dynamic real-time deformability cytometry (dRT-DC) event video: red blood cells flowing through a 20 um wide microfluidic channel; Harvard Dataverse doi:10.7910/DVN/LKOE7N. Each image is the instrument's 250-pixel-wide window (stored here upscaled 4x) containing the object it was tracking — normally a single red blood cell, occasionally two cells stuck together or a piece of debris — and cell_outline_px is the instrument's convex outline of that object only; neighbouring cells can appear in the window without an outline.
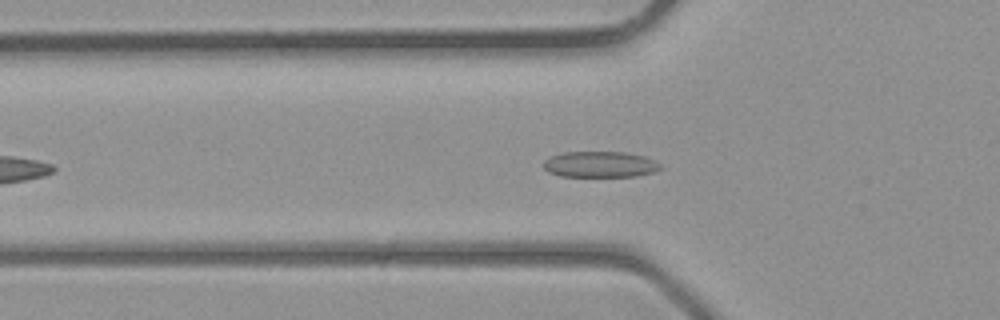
{"species": "common noctule bat (a hibernating species)", "species_latin": "Nyctalus noctula", "temperature_condition": "room temperature", "stored_images_in_passage": 35, "camera_frame_rate_fps": 3000, "um_per_image_px": 0.085, "animal": {"sex": "male", "body_mass_g": 23.1, "forearm_length_mm": 52.7}, "frame": {"image": 1, "passage_image": 8, "time_ms": 2.333, "image_size_px": [1000, 320], "cell_outline_px": [[664, 168], [652, 172], [636, 176], [560, 176], [548, 172], [544, 168], [544, 160], [552, 156], [564, 152], [624, 152], [644, 156], [656, 160]], "centroid_in_image_um": [51.03, 13.97], "position_along_channel_um": 74.8, "area_um2": 17.69}}
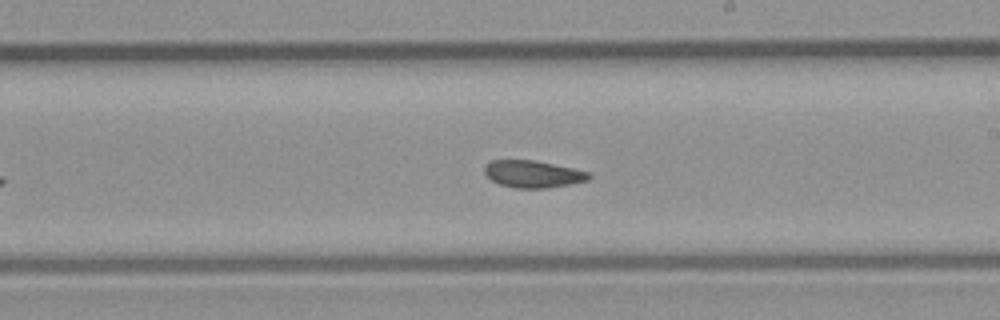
{"frame": {"image": 2, "passage_image": 18, "time_ms": 5.667, "image_size_px": [1000, 320], "cell_outline_px": [[592, 176], [588, 180], [568, 184], [544, 188], [516, 188], [500, 184], [492, 180], [484, 172], [484, 168], [492, 160], [536, 160], [592, 172]], "centroid_in_image_um": [45.34, 14.78], "position_along_channel_um": 243.7, "area_um2": 16.42}}
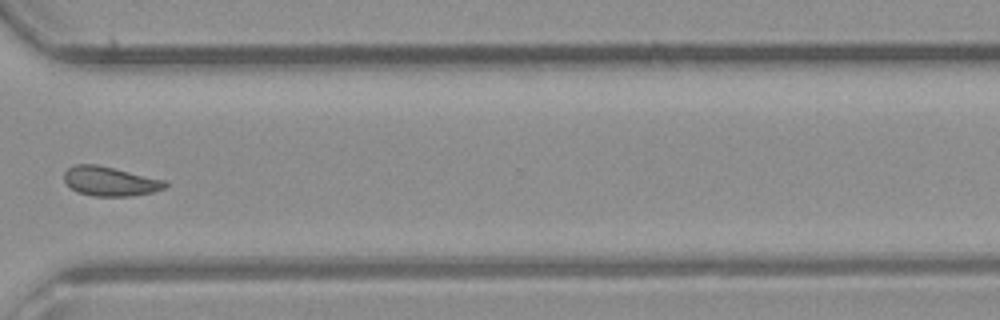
{"frame": {"image": 3, "passage_image": 25, "time_ms": 8.0, "image_size_px": [1000, 320], "cell_outline_px": [[168, 184], [164, 188], [152, 192], [132, 196], [92, 196], [76, 192], [64, 180], [64, 172], [68, 168], [76, 164], [96, 164], [168, 180]], "centroid_in_image_um": [9.38, 15.41], "position_along_channel_um": 361.2, "area_um2": 17.4}}